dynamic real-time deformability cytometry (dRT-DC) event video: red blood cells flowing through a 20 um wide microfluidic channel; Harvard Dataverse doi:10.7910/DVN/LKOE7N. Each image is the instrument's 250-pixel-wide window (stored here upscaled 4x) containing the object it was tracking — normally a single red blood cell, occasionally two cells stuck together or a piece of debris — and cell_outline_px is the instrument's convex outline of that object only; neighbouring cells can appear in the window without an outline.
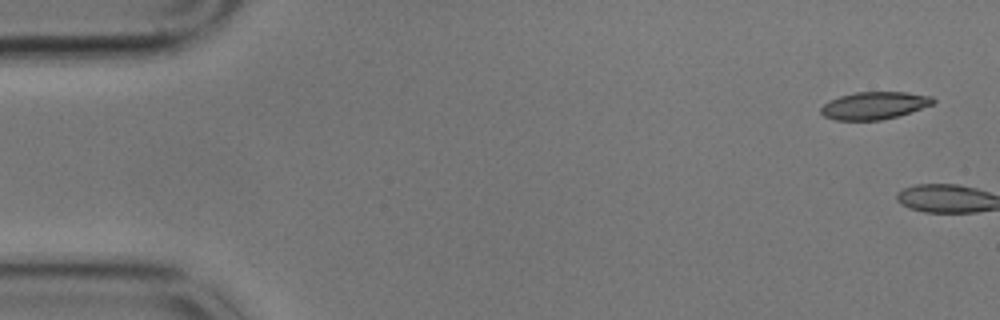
{"species": "common noctule bat (a hibernating species)", "species_latin": "Nyctalus noctula", "temperature_condition": "cold", "stored_images_in_passage": 3, "camera_frame_rate_fps": 3000, "um_per_image_px": 0.085, "animal": {"sex": "male", "body_mass_g": 17.9}, "frame": {"image": 1, "passage_image": 1, "time_ms": 0.0, "image_size_px": [1000, 320], "cell_outline_px": [[936, 100], [932, 104], [896, 116], [880, 120], [836, 120], [824, 116], [820, 112], [820, 108], [824, 104], [840, 96], [856, 92], [908, 92], [932, 96]], "centroid_in_image_um": [74.3, 8.96], "position_along_channel_um": 10.7, "area_um2": 17.69}}